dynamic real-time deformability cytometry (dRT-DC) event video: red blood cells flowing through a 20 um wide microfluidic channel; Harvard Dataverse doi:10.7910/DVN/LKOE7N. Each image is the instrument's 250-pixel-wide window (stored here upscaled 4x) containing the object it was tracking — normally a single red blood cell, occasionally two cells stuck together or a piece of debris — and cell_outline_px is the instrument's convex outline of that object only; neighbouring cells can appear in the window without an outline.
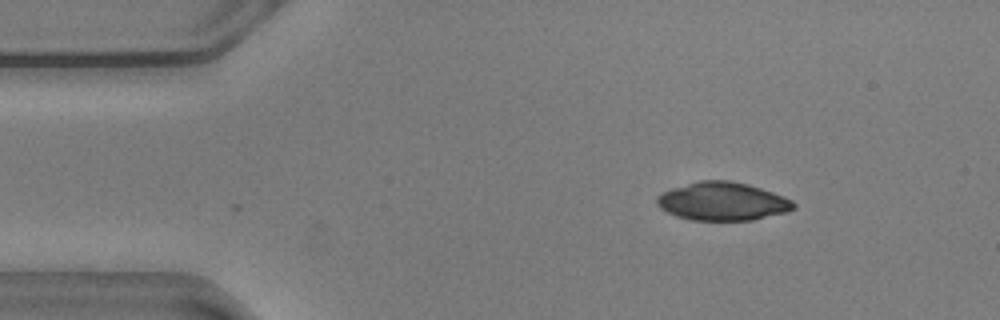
{"species": "common noctule bat (a hibernating species)", "species_latin": "Nyctalus noctula", "temperature_condition": "warm", "stored_images_in_passage": 2, "camera_frame_rate_fps": 3000, "um_per_image_px": 0.085, "animal": {"sex": "male", "body_mass_g": 20.5, "forearm_length_mm": 52.5}, "frame": {"image": 1, "passage_image": 1, "time_ms": 0.0, "image_size_px": [1000, 320], "cell_outline_px": [[796, 208], [788, 212], [752, 220], [692, 220], [676, 216], [660, 208], [656, 204], [656, 196], [664, 192], [700, 180], [728, 180], [748, 184], [784, 196], [792, 200], [796, 204]], "centroid_in_image_um": [61.45, 17.13], "position_along_channel_um": 23.5, "area_um2": 30.35}}